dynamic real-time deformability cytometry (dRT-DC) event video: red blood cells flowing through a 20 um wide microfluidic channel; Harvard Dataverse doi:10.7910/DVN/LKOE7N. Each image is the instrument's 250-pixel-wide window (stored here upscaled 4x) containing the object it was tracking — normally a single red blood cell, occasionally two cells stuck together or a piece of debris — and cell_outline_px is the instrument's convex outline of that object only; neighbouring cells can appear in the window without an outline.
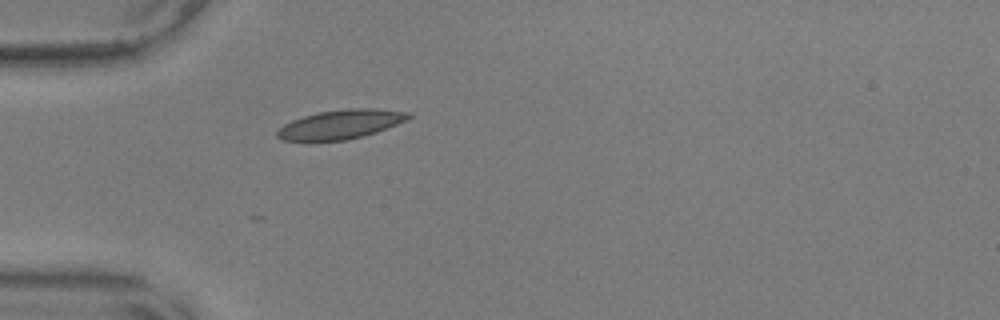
{"species": "common noctule bat (a hibernating species)", "species_latin": "Nyctalus noctula", "temperature_condition": "warm", "stored_images_in_passage": 2, "camera_frame_rate_fps": 3000, "um_per_image_px": 0.085, "animal": {"sex": "male", "body_mass_g": 17.9, "forearm_length_mm": 54.2}, "frame": {"image": 1, "passage_image": 2, "time_ms": 0.333, "image_size_px": [1000, 320], "cell_outline_px": [[412, 116], [396, 124], [376, 132], [344, 140], [284, 140], [276, 136], [276, 132], [284, 124], [292, 120], [316, 112], [348, 108], [372, 108], [412, 112]], "centroid_in_image_um": [28.96, 10.54], "position_along_channel_um": 56.0, "area_um2": 21.96}}